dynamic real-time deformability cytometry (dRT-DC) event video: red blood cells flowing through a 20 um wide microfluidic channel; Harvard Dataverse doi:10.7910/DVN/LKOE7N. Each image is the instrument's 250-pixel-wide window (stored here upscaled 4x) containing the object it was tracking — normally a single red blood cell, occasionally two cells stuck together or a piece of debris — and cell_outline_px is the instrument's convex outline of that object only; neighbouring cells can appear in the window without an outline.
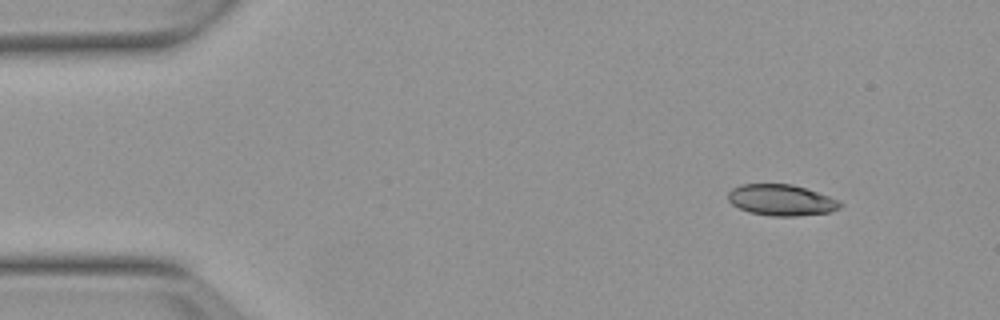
{"species": "Egyptian fruit bat (a non-hibernating species)", "species_latin": "Rousettus aegyptiacus", "temperature_condition": "warm", "stored_images_in_passage": 48, "camera_frame_rate_fps": 3000, "um_per_image_px": 0.085, "animal": {"sex": "female"}, "frame": {"image": 1, "passage_image": 1, "time_ms": 0.0, "image_size_px": [1000, 320], "cell_outline_px": [[844, 204], [840, 208], [828, 212], [792, 216], [772, 216], [748, 212], [732, 204], [728, 200], [728, 192], [732, 188], [740, 184], [792, 184], [840, 200]], "centroid_in_image_um": [66.39, 17.0], "position_along_channel_um": 18.6, "area_um2": 20.23}}
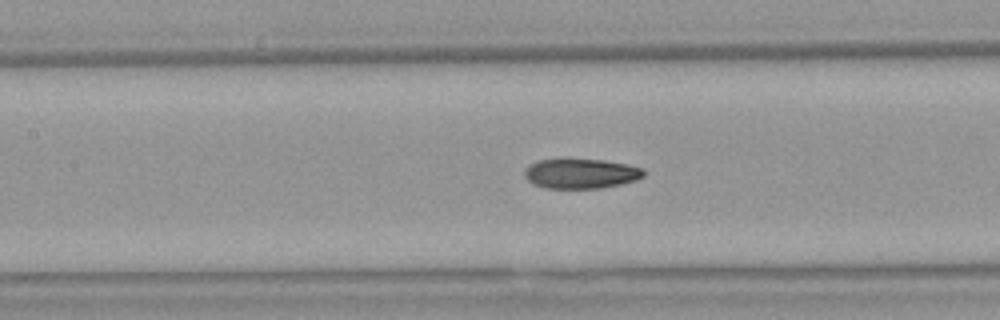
{"frame": {"image": 2, "passage_image": 19, "time_ms": 6.0, "image_size_px": [1000, 320], "cell_outline_px": [[644, 176], [636, 180], [620, 184], [600, 188], [544, 188], [532, 184], [524, 176], [524, 168], [528, 164], [536, 160], [560, 156], [568, 156], [604, 160], [628, 164], [644, 168]], "centroid_in_image_um": [49.3, 14.69], "position_along_channel_um": 158.1, "area_um2": 21.85}}
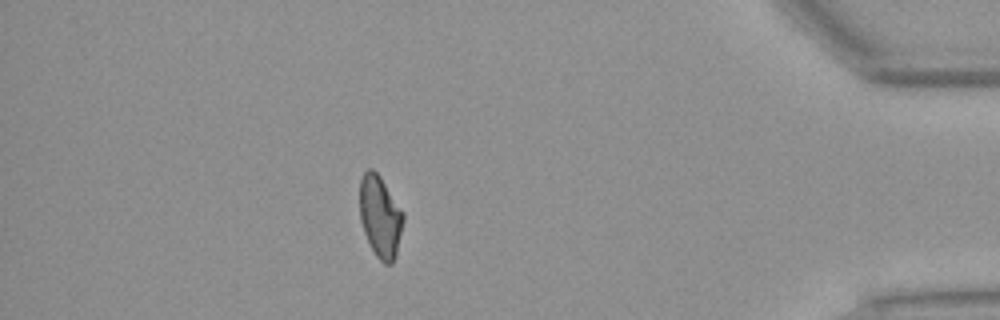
{"frame": {"image": 3, "passage_image": 42, "time_ms": 13.667, "image_size_px": [1000, 320], "cell_outline_px": [[404, 220], [396, 256], [392, 264], [384, 264], [376, 256], [364, 232], [360, 220], [360, 176], [368, 168], [372, 168], [380, 176], [404, 212]], "centroid_in_image_um": [32.32, 18.4], "position_along_channel_um": 402.9, "area_um2": 20.87}, "authors_computed_cell_mechanics": {"area_um2": 21.2993, "velocity_mm_per_s": 3.821, "shape_relaxation_time_tau1_ms": null, "shape_relaxation_time_tau2_ms": 2.9676, "deformation_change_tau1": null, "deformation_change_tau2": 0.0857}}